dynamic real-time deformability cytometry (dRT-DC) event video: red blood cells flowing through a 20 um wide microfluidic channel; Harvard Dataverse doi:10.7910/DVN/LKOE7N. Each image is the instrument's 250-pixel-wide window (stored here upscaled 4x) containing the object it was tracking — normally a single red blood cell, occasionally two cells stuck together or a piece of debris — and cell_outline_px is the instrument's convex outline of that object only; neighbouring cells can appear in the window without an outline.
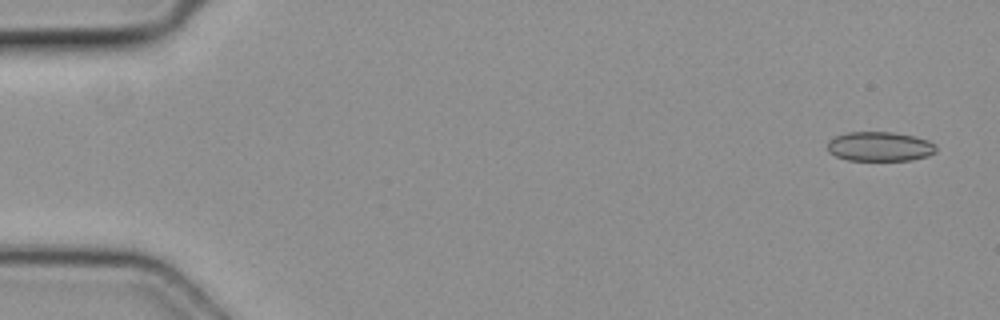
{"species": "common noctule bat (a hibernating species)", "species_latin": "Nyctalus noctula", "temperature_condition": "cold", "stored_images_in_passage": 4, "camera_frame_rate_fps": 3000, "um_per_image_px": 0.085, "animal": {"sex": "female", "body_mass_g": 19.3, "forearm_length_mm": 54.1}, "frame": {"image": 1, "passage_image": 1, "time_ms": 0.0, "image_size_px": [1000, 320], "cell_outline_px": [[936, 152], [928, 156], [912, 160], [848, 160], [836, 156], [828, 152], [828, 140], [836, 136], [848, 132], [892, 132], [912, 136], [928, 140], [936, 144]], "centroid_in_image_um": [74.79, 12.45], "position_along_channel_um": 10.2, "area_um2": 18.67}}